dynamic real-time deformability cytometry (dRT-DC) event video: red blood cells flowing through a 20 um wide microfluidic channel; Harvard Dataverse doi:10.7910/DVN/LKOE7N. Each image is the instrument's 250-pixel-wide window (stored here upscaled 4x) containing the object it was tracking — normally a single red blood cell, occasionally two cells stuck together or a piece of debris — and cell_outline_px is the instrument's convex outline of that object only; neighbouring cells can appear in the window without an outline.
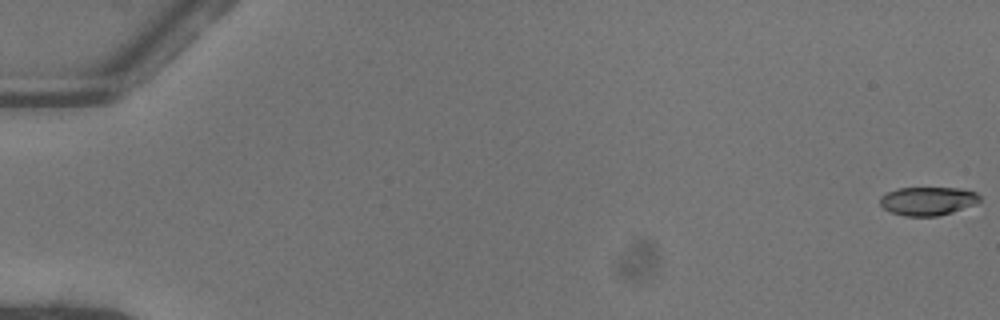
{"species": "common noctule bat (a hibernating species)", "species_latin": "Nyctalus noctula", "temperature_condition": "warm", "stored_images_in_passage": 30, "camera_frame_rate_fps": 3000, "um_per_image_px": 0.085, "animal": {"sex": "female"}, "frame": {"image": 1, "passage_image": 1, "time_ms": 0.0, "image_size_px": [1000, 320], "cell_outline_px": [[980, 200], [976, 204], [952, 212], [936, 216], [904, 216], [892, 212], [884, 208], [880, 204], [880, 196], [888, 192], [900, 188], [960, 188], [976, 192], [980, 196]], "centroid_in_image_um": [78.88, 17.08], "position_along_channel_um": 6.1, "area_um2": 16.47}}
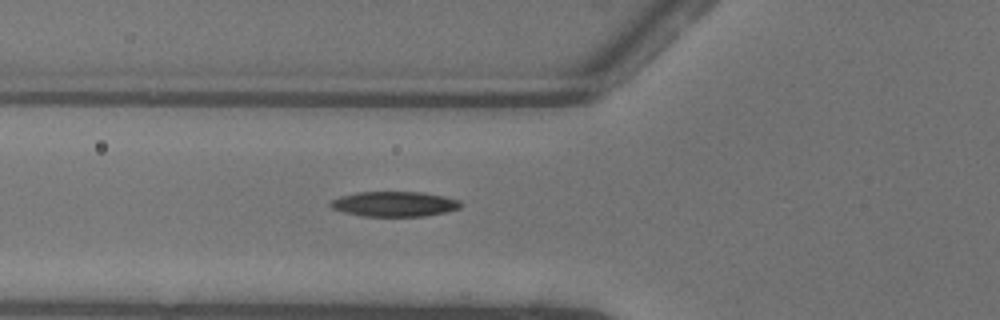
{"frame": {"image": 2, "passage_image": 21, "time_ms": 6.667, "image_size_px": [1000, 320], "cell_outline_px": [[460, 208], [444, 212], [424, 216], [360, 216], [344, 212], [332, 208], [328, 204], [332, 200], [340, 196], [360, 192], [420, 192], [460, 200]], "centroid_in_image_um": [33.47, 17.34], "position_along_channel_um": 92.3, "area_um2": 18.79}}
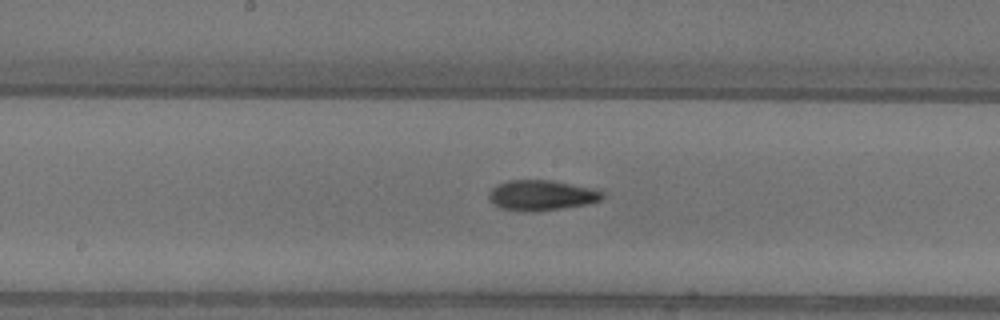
{"frame": {"image": 3, "passage_image": 29, "time_ms": 9.333, "image_size_px": [1000, 320], "cell_outline_px": [[604, 196], [600, 200], [584, 204], [560, 208], [524, 212], [500, 208], [492, 204], [488, 196], [492, 188], [496, 184], [508, 180], [552, 180], [588, 188], [604, 192]], "centroid_in_image_um": [45.94, 16.59], "position_along_channel_um": 202.3, "area_um2": 19.77}}